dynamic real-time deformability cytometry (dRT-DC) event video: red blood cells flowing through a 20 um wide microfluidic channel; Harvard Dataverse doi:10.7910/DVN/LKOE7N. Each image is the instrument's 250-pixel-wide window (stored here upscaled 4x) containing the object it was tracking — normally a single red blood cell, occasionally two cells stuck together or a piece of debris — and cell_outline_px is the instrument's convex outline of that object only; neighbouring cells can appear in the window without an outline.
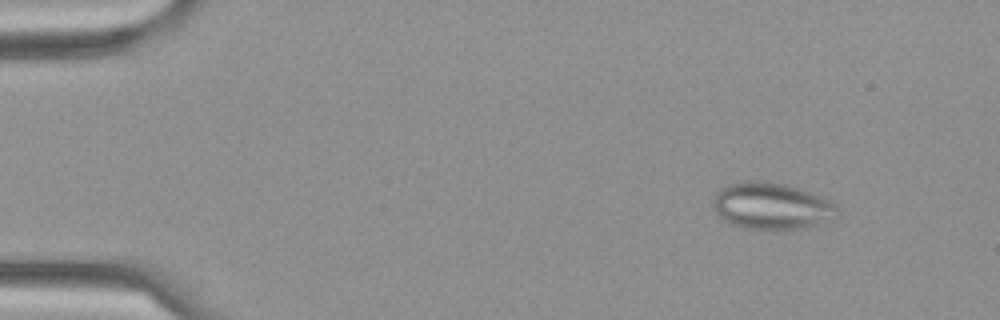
{"species": "Egyptian fruit bat (a non-hibernating species)", "species_latin": "Rousettus aegyptiacus", "temperature_condition": "cold", "stored_images_in_passage": 6, "camera_frame_rate_fps": 3000, "um_per_image_px": 0.085, "frame": {"image": 1, "passage_image": 1, "time_ms": 0.0, "image_size_px": [1000, 320], "cell_outline_px": [[836, 208], [816, 224], [796, 228], [744, 228], [732, 224], [724, 220], [712, 208], [712, 204], [716, 192], [720, 188], [728, 184], [752, 180], [756, 180], [784, 184], [808, 192], [828, 200], [836, 204]], "centroid_in_image_um": [65.41, 17.47], "position_along_channel_um": 19.6, "area_um2": 32.37}}